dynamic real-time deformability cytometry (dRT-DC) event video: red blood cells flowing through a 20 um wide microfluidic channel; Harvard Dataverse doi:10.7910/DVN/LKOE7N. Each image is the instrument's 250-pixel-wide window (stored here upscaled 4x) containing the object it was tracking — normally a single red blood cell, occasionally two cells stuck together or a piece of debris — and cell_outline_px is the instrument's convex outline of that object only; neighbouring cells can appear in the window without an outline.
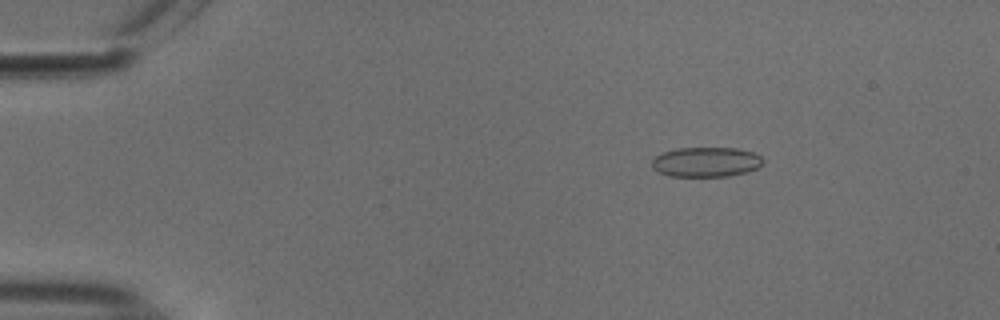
{"species": "common noctule bat (a hibernating species)", "species_latin": "Nyctalus noctula", "temperature_condition": "cold", "stored_images_in_passage": 50, "camera_frame_rate_fps": 3000, "um_per_image_px": 0.085, "animal": {"sex": "male", "body_mass_g": 18.8}, "frame": {"image": 1, "passage_image": 5, "time_ms": 1.333, "image_size_px": [1000, 320], "cell_outline_px": [[764, 164], [756, 168], [744, 172], [728, 176], [668, 176], [656, 172], [652, 168], [652, 160], [656, 156], [664, 152], [676, 148], [740, 148], [752, 152], [760, 156], [764, 160]], "centroid_in_image_um": [60.0, 13.77], "position_along_channel_um": 25.0, "area_um2": 19.36}}
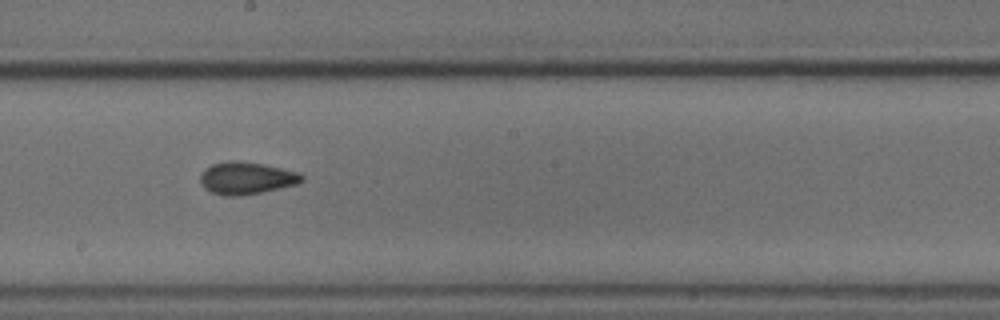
{"frame": {"image": 2, "passage_image": 27, "time_ms": 8.667, "image_size_px": [1000, 320], "cell_outline_px": [[304, 180], [296, 184], [280, 188], [240, 196], [224, 196], [212, 192], [204, 188], [200, 184], [200, 176], [204, 168], [212, 164], [228, 160], [240, 160], [264, 164], [300, 172], [304, 176]], "centroid_in_image_um": [20.93, 15.12], "position_along_channel_um": 227.3, "area_um2": 19.36}}
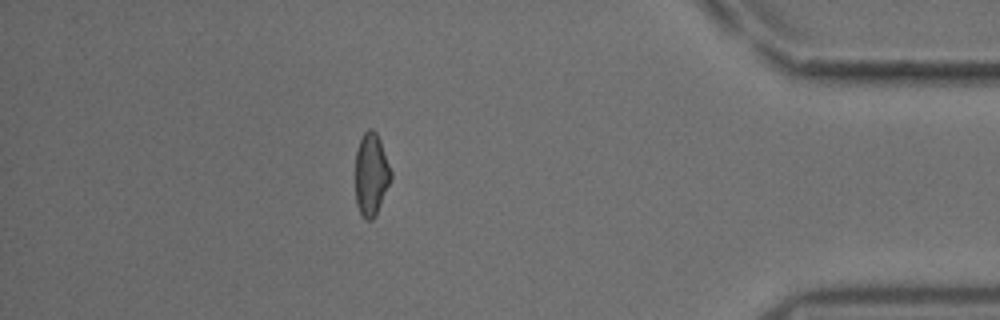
{"frame": {"image": 3, "passage_image": 44, "time_ms": 14.333, "image_size_px": [1000, 320], "cell_outline_px": [[392, 176], [376, 216], [372, 220], [364, 220], [356, 204], [356, 152], [360, 140], [364, 132], [368, 128], [372, 128], [376, 132], [380, 140], [392, 172]], "centroid_in_image_um": [31.55, 14.84], "position_along_channel_um": 403.6, "area_um2": 17.11}, "authors_computed_cell_mechanics": {"area_um2": 18.4671, "velocity_mm_per_s": 3.7787, "shape_relaxation_time_tau1_ms": 4.4581, "shape_relaxation_time_tau2_ms": 3.0457, "deformation_change_tau1": 0.0882, "deformation_change_tau2": 0.0781}}